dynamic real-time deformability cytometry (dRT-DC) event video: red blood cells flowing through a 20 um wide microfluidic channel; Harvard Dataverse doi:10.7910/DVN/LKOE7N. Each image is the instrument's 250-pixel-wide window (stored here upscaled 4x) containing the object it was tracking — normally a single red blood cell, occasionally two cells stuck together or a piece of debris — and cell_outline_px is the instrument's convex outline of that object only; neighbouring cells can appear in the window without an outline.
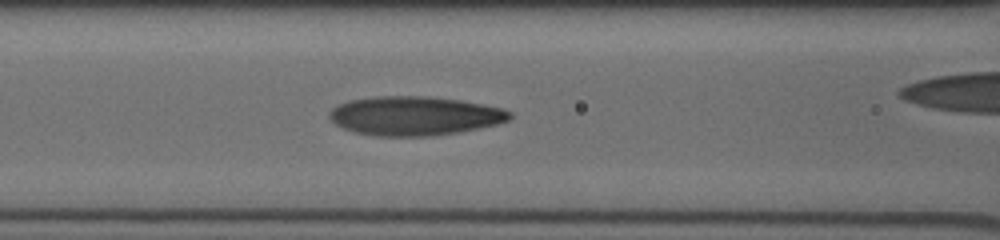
{"species": "human", "species_latin": "Homo sapiens", "temperature_condition": "cold", "stored_images_in_passage": 7, "camera_frame_rate_fps": 3000, "um_per_image_px": 0.085, "donor": {"sex": "male"}, "frame": {"image": 1, "passage_image": 6, "time_ms": 3.333, "image_size_px": [1000, 240], "cell_outline_px": [[512, 116], [508, 120], [496, 124], [456, 132], [432, 136], [380, 136], [356, 132], [344, 128], [336, 124], [328, 116], [328, 112], [332, 108], [348, 100], [376, 96], [428, 96], [460, 100], [500, 108], [512, 112]], "centroid_in_image_um": [35.2, 9.84], "position_along_channel_um": 131.4, "area_um2": 40.69}}